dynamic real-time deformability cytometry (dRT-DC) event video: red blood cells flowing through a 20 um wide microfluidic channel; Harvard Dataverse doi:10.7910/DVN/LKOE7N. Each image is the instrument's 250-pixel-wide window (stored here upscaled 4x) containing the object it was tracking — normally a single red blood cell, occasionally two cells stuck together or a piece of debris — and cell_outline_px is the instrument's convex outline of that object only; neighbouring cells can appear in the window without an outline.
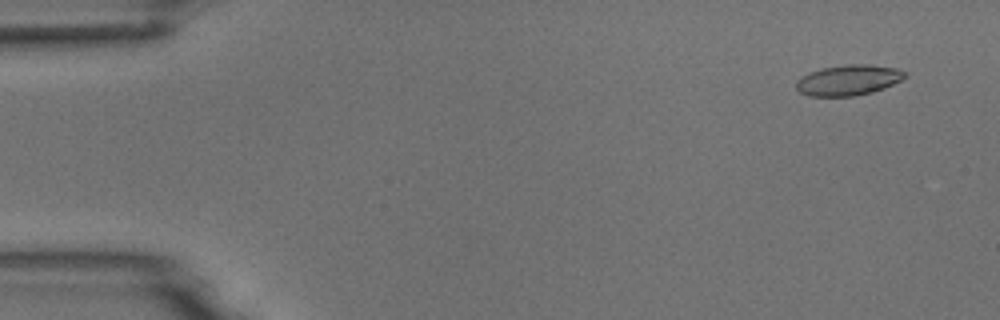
{"species": "common noctule bat (a hibernating species)", "species_latin": "Nyctalus noctula", "temperature_condition": "room temperature", "stored_images_in_passage": 7, "camera_frame_rate_fps": 3000, "um_per_image_px": 0.085, "animal": {"sex": "male", "body_mass_g": 18.8}, "frame": {"image": 1, "passage_image": 1, "time_ms": 0.0, "image_size_px": [1000, 320], "cell_outline_px": [[908, 76], [884, 88], [872, 92], [852, 96], [808, 96], [800, 92], [796, 88], [796, 80], [808, 72], [820, 68], [844, 64], [868, 64], [896, 68], [908, 72]], "centroid_in_image_um": [72.1, 6.8], "position_along_channel_um": 12.9, "area_um2": 19.54}}
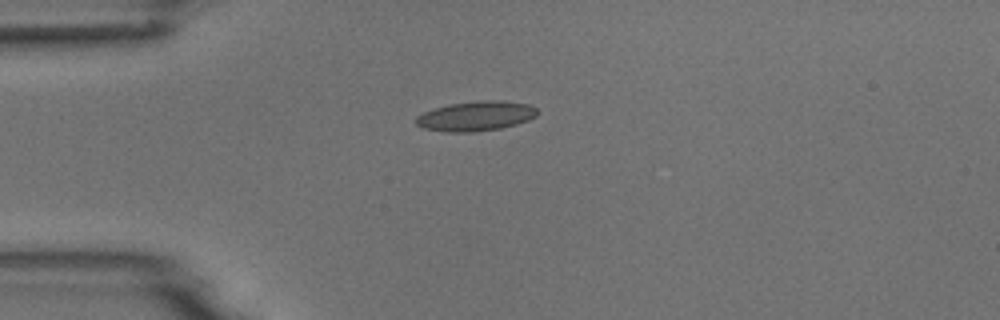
{"frame": {"image": 2, "passage_image": 4, "time_ms": 3.333, "image_size_px": [1000, 320], "cell_outline_px": [[540, 112], [536, 116], [528, 120], [516, 124], [500, 128], [476, 132], [448, 132], [424, 128], [416, 124], [416, 116], [424, 112], [448, 104], [480, 100], [500, 100], [528, 104], [536, 108]], "centroid_in_image_um": [40.47, 9.86], "position_along_channel_um": 44.5, "area_um2": 21.04}}